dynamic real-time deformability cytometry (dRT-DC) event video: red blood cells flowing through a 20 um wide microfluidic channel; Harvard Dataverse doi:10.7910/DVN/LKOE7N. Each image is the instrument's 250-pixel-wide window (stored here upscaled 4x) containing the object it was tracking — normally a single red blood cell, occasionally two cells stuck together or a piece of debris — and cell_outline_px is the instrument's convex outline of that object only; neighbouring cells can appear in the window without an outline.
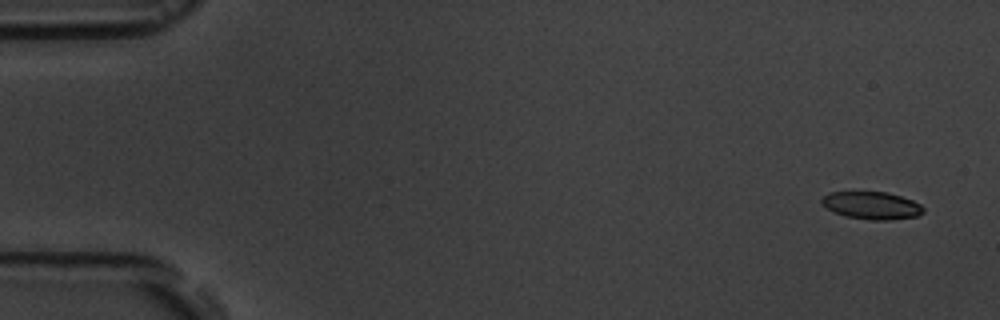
{"species": "common noctule bat (a hibernating species)", "species_latin": "Nyctalus noctula", "temperature_condition": "room temperature", "stored_images_in_passage": 5, "camera_frame_rate_fps": 3000, "um_per_image_px": 0.085, "animal": {"sex": "male", "body_mass_g": 19.5, "forearm_length_mm": 54.6}, "frame": {"image": 1, "passage_image": 1, "time_ms": 0.0, "image_size_px": [1000, 320], "cell_outline_px": [[924, 212], [916, 216], [888, 220], [872, 220], [844, 216], [832, 212], [820, 200], [828, 192], [888, 192], [912, 200], [920, 204], [924, 208]], "centroid_in_image_um": [74.09, 17.46], "position_along_channel_um": 10.9, "area_um2": 16.24}}
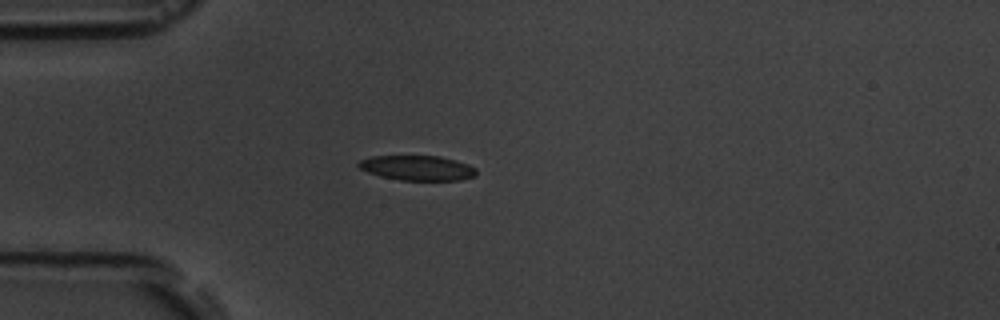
{"frame": {"image": 2, "passage_image": 5, "time_ms": 4.333, "image_size_px": [1000, 320], "cell_outline_px": [[476, 176], [460, 180], [400, 180], [380, 176], [368, 172], [360, 168], [356, 164], [360, 160], [372, 156], [440, 156], [456, 160], [468, 164], [476, 168]], "centroid_in_image_um": [35.49, 14.27], "position_along_channel_um": 49.5, "area_um2": 17.11}}